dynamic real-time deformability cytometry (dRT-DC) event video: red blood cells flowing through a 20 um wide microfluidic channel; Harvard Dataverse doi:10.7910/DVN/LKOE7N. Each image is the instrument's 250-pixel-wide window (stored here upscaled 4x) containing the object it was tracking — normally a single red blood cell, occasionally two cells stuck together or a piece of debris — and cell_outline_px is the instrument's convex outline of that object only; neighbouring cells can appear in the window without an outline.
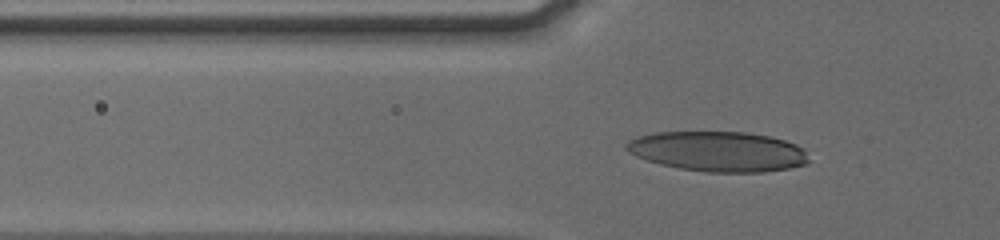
{"species": "human", "species_latin": "Homo sapiens", "temperature_condition": "cold", "stored_images_in_passage": 39, "camera_frame_rate_fps": 3000, "um_per_image_px": 0.085, "donor": {"sex": "male"}, "frame": {"image": 1, "passage_image": 7, "time_ms": 2.0, "image_size_px": [1000, 240], "cell_outline_px": [[808, 160], [804, 164], [788, 168], [764, 172], [704, 172], [680, 168], [660, 164], [636, 156], [628, 152], [624, 148], [628, 140], [636, 136], [656, 132], [744, 132], [768, 136], [784, 140], [796, 144], [804, 152]], "centroid_in_image_um": [60.97, 12.87], "position_along_channel_um": 64.8, "area_um2": 42.37}}
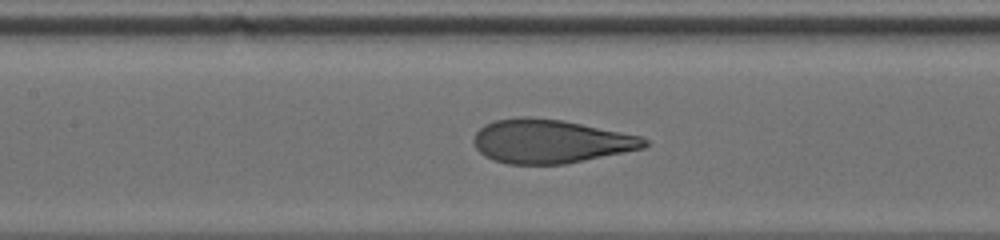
{"frame": {"image": 2, "passage_image": 16, "time_ms": 4.667, "image_size_px": [1000, 240], "cell_outline_px": [[648, 144], [644, 148], [564, 164], [508, 164], [492, 160], [484, 156], [476, 148], [472, 140], [476, 132], [484, 124], [496, 120], [520, 116], [524, 116], [560, 120], [644, 136], [648, 140]], "centroid_in_image_um": [46.77, 12.01], "position_along_channel_um": 160.6, "area_um2": 43.47}}
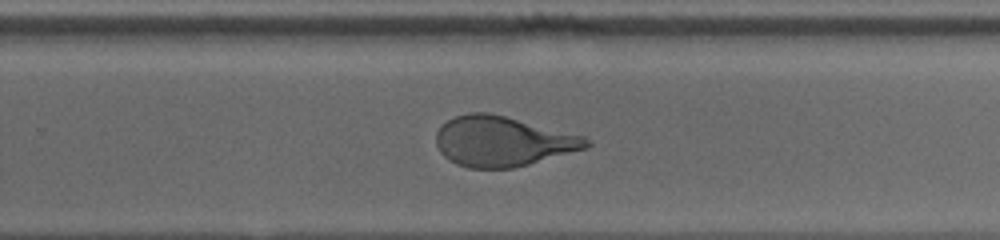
{"frame": {"image": 3, "passage_image": 38, "time_ms": 8.0, "image_size_px": [1000, 240], "cell_outline_px": [[592, 144], [588, 148], [528, 164], [512, 168], [468, 168], [456, 164], [448, 160], [440, 152], [436, 144], [436, 132], [448, 120], [456, 116], [472, 112], [488, 112], [584, 136], [592, 140]], "centroid_in_image_um": [42.73, 12.02], "position_along_channel_um": 287.1, "area_um2": 43.64}}